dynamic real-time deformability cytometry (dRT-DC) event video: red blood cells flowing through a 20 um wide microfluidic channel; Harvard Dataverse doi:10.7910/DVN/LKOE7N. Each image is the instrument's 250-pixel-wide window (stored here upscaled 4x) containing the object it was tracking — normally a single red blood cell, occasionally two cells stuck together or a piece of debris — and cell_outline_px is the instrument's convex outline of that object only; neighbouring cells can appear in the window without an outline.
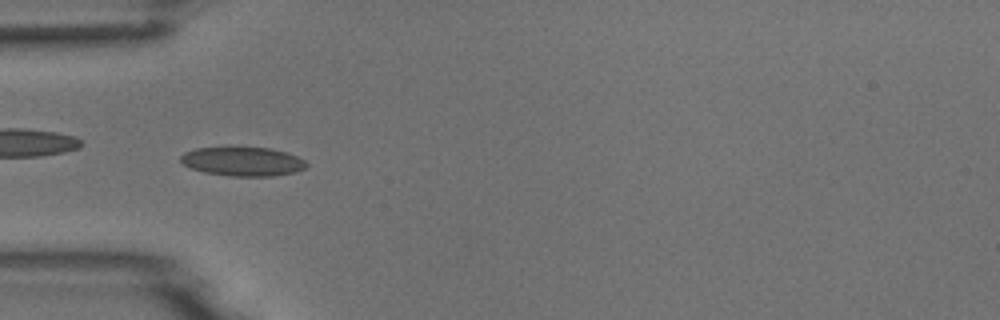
{"species": "common noctule bat (a hibernating species)", "species_latin": "Nyctalus noctula", "temperature_condition": "room temperature", "stored_images_in_passage": 7, "camera_frame_rate_fps": 3000, "um_per_image_px": 0.085, "animal": {"sex": "male", "body_mass_g": 18.8}, "frame": {"image": 1, "passage_image": 5, "time_ms": 5.667, "image_size_px": [1000, 320], "cell_outline_px": [[308, 164], [304, 168], [296, 172], [272, 176], [232, 176], [204, 172], [192, 168], [184, 164], [180, 160], [180, 156], [184, 152], [196, 148], [268, 148], [288, 152], [304, 160]], "centroid_in_image_um": [20.65, 13.73], "position_along_channel_um": 64.4, "area_um2": 21.04}}